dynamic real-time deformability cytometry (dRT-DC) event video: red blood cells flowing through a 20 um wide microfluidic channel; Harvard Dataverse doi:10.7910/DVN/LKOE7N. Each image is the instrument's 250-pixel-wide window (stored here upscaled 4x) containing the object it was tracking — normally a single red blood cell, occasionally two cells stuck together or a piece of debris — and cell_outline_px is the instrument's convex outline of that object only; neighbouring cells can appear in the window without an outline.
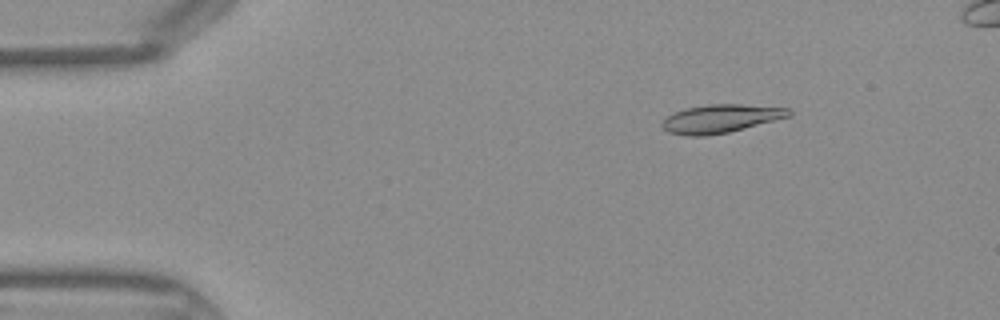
{"species": "Egyptian fruit bat (a non-hibernating species)", "species_latin": "Rousettus aegyptiacus", "temperature_condition": "warm", "stored_images_in_passage": 39, "camera_frame_rate_fps": 3000, "um_per_image_px": 0.085, "frame": {"image": 1, "passage_image": 1, "time_ms": 0.0, "image_size_px": [1000, 320], "cell_outline_px": [[792, 116], [728, 132], [708, 136], [684, 136], [668, 132], [660, 124], [668, 116], [684, 108], [708, 104], [740, 104], [792, 108]], "centroid_in_image_um": [61.28, 10.08], "position_along_channel_um": 23.7, "area_um2": 21.04}}
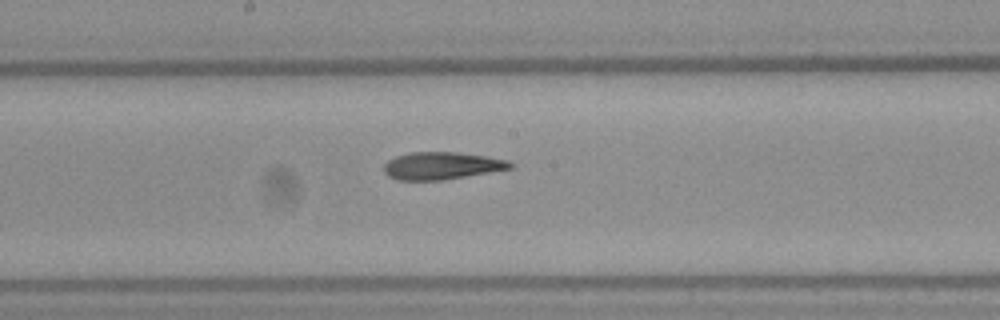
{"frame": {"image": 2, "passage_image": 18, "time_ms": 5.667, "image_size_px": [1000, 320], "cell_outline_px": [[516, 164], [512, 168], [440, 180], [396, 180], [388, 176], [384, 172], [384, 164], [388, 160], [396, 156], [408, 152], [456, 152], [484, 156], [508, 160]], "centroid_in_image_um": [37.51, 14.08], "position_along_channel_um": 210.7, "area_um2": 20.06}}
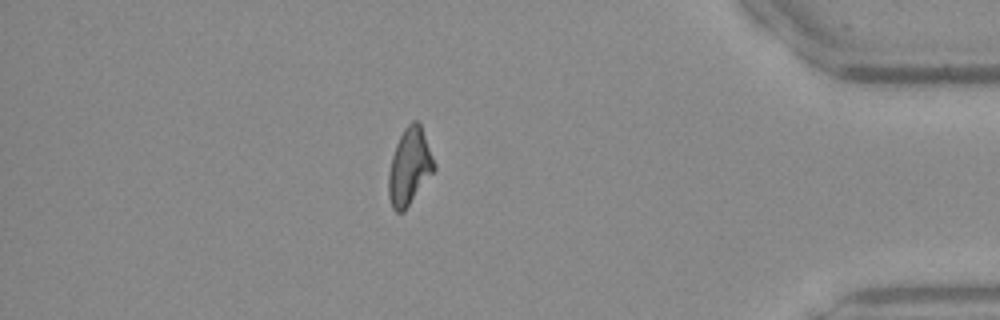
{"frame": {"image": 3, "passage_image": 33, "time_ms": 10.667, "image_size_px": [1000, 320], "cell_outline_px": [[436, 168], [404, 212], [396, 212], [392, 208], [388, 196], [388, 172], [392, 156], [396, 144], [404, 128], [412, 120], [416, 120], [420, 124], [436, 164]], "centroid_in_image_um": [34.79, 14.18], "position_along_channel_um": 400.4, "area_um2": 20.35}}